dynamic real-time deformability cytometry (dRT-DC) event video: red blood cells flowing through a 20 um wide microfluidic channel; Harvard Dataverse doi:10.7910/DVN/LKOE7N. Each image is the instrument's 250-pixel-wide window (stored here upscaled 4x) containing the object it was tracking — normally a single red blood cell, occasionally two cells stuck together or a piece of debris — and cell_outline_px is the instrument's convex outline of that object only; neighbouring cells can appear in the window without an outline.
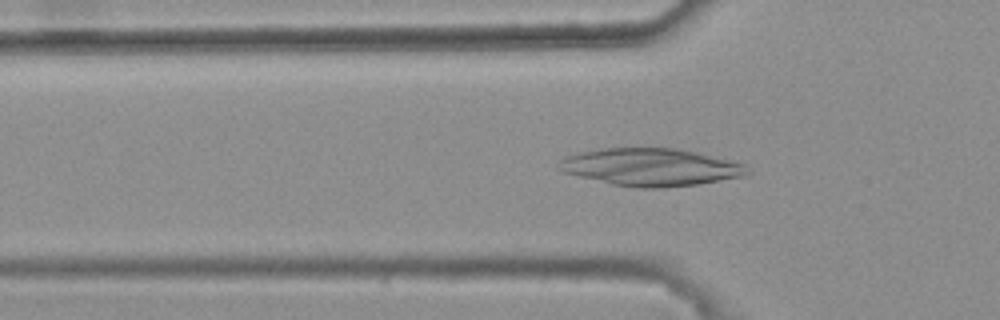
{"species": "common noctule bat (a hibernating species)", "species_latin": "Nyctalus noctula", "temperature_condition": "warm", "stored_images_in_passage": 32, "camera_frame_rate_fps": 3000, "um_per_image_px": 0.085, "animal": {"sex": "female", "body_mass_g": 25.1}, "frame": {"image": 1, "passage_image": 3, "time_ms": 0.667, "image_size_px": [1000, 320], "cell_outline_px": [[752, 172], [744, 176], [700, 184], [660, 188], [640, 188], [612, 184], [564, 172], [556, 168], [560, 160], [564, 156], [580, 152], [600, 148], [676, 148], [736, 160], [744, 164]], "centroid_in_image_um": [55.36, 14.2], "position_along_channel_um": 70.4, "area_um2": 41.5}}
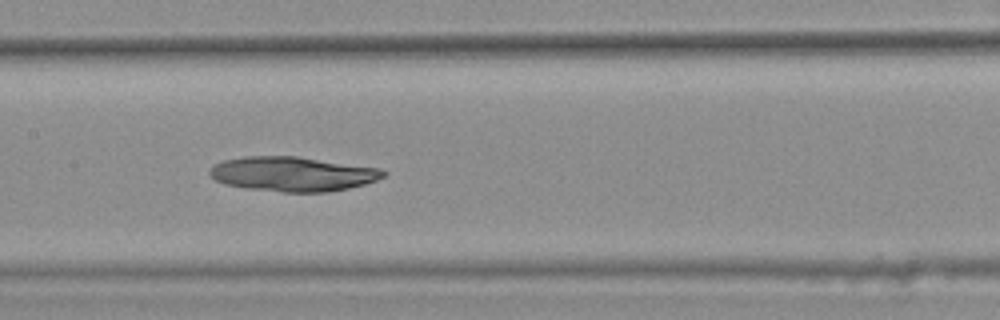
{"frame": {"image": 2, "passage_image": 12, "time_ms": 3.667, "image_size_px": [1000, 320], "cell_outline_px": [[388, 172], [384, 176], [376, 180], [364, 184], [348, 188], [328, 192], [284, 192], [248, 188], [224, 184], [216, 180], [208, 172], [216, 164], [224, 160], [244, 156], [296, 156], [380, 168]], "centroid_in_image_um": [24.9, 14.78], "position_along_channel_um": 182.5, "area_um2": 34.8}}
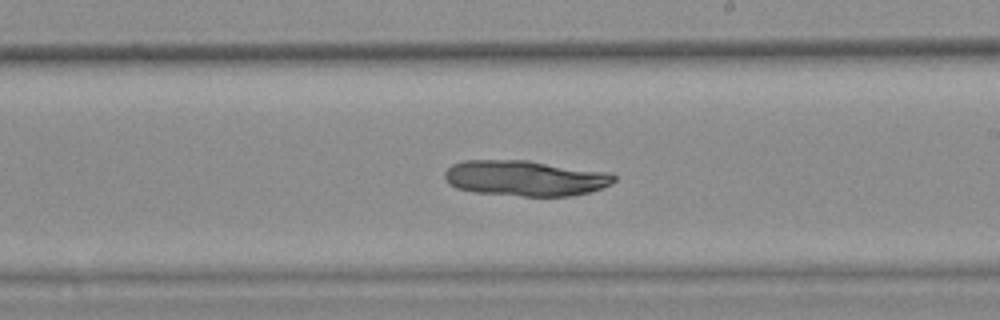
{"frame": {"image": 3, "passage_image": 17, "time_ms": 5.333, "image_size_px": [1000, 320], "cell_outline_px": [[616, 180], [612, 184], [588, 192], [572, 196], [520, 196], [476, 192], [456, 188], [448, 184], [444, 180], [444, 172], [452, 164], [464, 160], [528, 160], [608, 172], [616, 176]], "centroid_in_image_um": [44.62, 15.14], "position_along_channel_um": 244.4, "area_um2": 35.32}}